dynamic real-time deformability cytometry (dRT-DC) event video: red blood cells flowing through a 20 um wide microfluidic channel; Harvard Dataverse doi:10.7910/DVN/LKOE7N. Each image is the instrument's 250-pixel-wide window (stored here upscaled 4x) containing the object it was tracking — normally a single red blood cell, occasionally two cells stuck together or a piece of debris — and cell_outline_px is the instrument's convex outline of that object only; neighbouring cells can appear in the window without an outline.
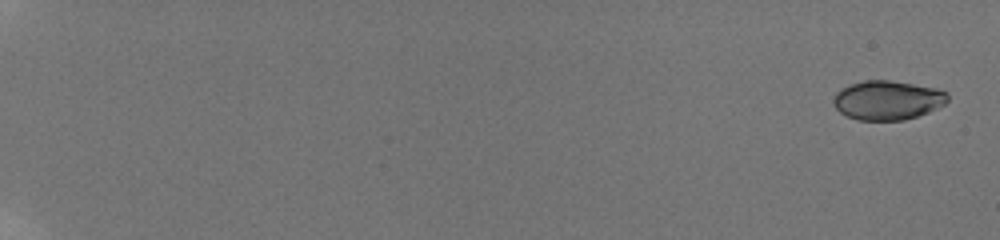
{"species": "human", "species_latin": "Homo sapiens", "temperature_condition": "room temperature", "stored_images_in_passage": 14, "camera_frame_rate_fps": 3000, "um_per_image_px": 0.085, "donor": {"sex": "male"}, "frame": {"image": 1, "passage_image": 1, "time_ms": 0.0, "image_size_px": [1000, 240], "cell_outline_px": [[948, 100], [944, 104], [928, 112], [904, 120], [860, 120], [848, 116], [840, 112], [836, 108], [832, 100], [836, 92], [840, 88], [848, 84], [864, 80], [888, 80], [936, 88], [948, 92]], "centroid_in_image_um": [75.41, 8.5], "position_along_channel_um": 9.6, "area_um2": 26.07}}
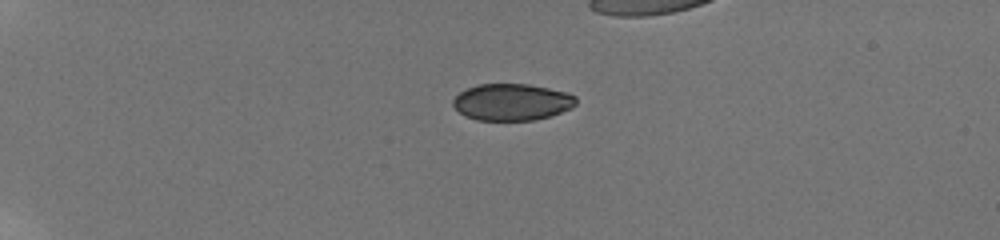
{"frame": {"image": 2, "passage_image": 8, "time_ms": 5.333, "image_size_px": [1000, 240], "cell_outline_px": [[576, 104], [572, 108], [536, 120], [476, 120], [464, 116], [452, 104], [452, 100], [460, 92], [468, 88], [480, 84], [528, 84], [568, 92], [576, 96]], "centroid_in_image_um": [43.52, 8.67], "position_along_channel_um": 41.5, "area_um2": 26.3}}
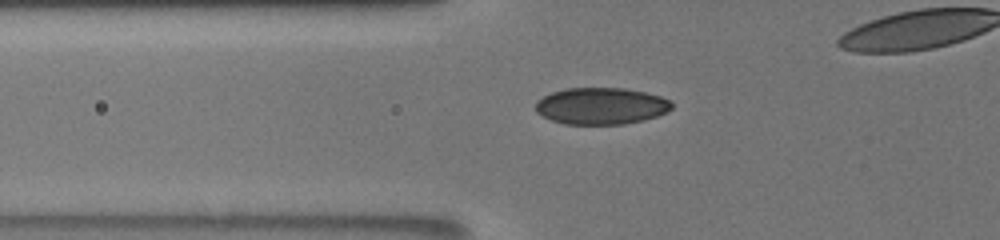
{"frame": {"image": 3, "passage_image": 11, "time_ms": 8.0, "image_size_px": [1000, 240], "cell_outline_px": [[672, 108], [668, 112], [644, 120], [624, 124], [564, 124], [552, 120], [536, 112], [536, 100], [552, 92], [564, 88], [624, 88], [644, 92], [660, 96], [672, 100]], "centroid_in_image_um": [51.11, 9.0], "position_along_channel_um": 74.7, "area_um2": 29.25}}